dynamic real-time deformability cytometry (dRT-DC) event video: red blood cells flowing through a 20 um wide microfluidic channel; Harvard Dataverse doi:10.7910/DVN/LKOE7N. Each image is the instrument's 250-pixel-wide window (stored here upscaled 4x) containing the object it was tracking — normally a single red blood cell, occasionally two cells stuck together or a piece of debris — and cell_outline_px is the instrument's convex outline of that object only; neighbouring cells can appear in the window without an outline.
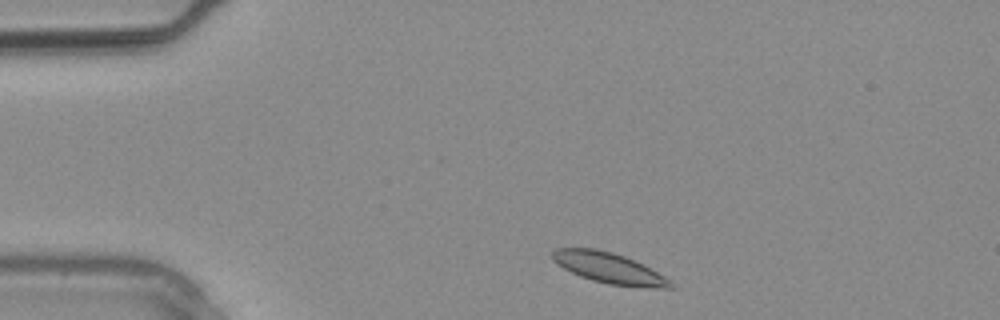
{"species": "common noctule bat (a hibernating species)", "species_latin": "Nyctalus noctula", "temperature_condition": "warm", "stored_images_in_passage": 2, "camera_frame_rate_fps": 3000, "um_per_image_px": 0.085, "animal": {"sex": "male", "body_mass_g": 20.4}, "frame": {"image": 1, "passage_image": 1, "time_ms": 0.0, "image_size_px": [1000, 320], "cell_outline_px": [[672, 288], [656, 288], [608, 284], [592, 280], [580, 276], [564, 268], [552, 260], [552, 252], [556, 248], [596, 248], [612, 252], [636, 260], [664, 276], [672, 284]], "centroid_in_image_um": [51.74, 22.77], "position_along_channel_um": 33.3, "area_um2": 20.92}}
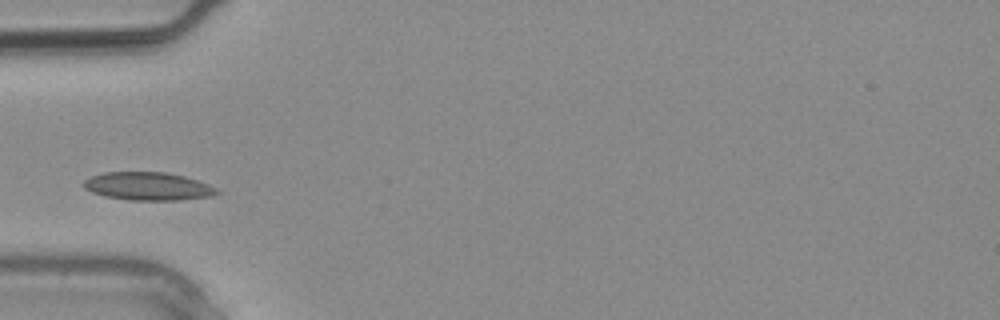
{"frame": {"image": 2, "passage_image": 2, "time_ms": 0.333, "image_size_px": [1000, 320], "cell_outline_px": [[220, 192], [212, 196], [180, 200], [128, 200], [104, 196], [92, 192], [84, 188], [80, 184], [84, 180], [92, 176], [104, 172], [164, 172], [184, 176], [208, 184], [216, 188]], "centroid_in_image_um": [12.55, 15.83], "position_along_channel_um": 72.5, "area_um2": 21.85}}